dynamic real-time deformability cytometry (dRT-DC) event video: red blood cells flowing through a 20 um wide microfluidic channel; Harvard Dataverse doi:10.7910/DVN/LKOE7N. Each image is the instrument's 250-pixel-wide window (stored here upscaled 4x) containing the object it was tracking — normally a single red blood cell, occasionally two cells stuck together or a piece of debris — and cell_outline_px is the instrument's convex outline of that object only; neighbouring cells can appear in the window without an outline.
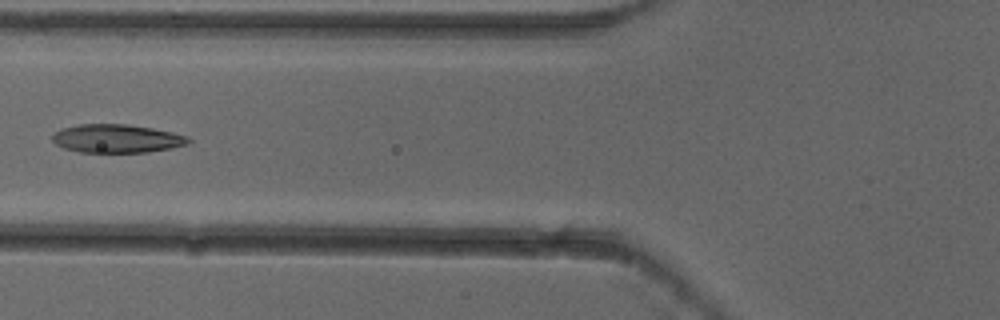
{"species": "common noctule bat (a hibernating species)", "species_latin": "Nyctalus noctula", "temperature_condition": "cold", "stored_images_in_passage": 7, "camera_frame_rate_fps": 3000, "um_per_image_px": 0.085, "animal": {"sex": "female"}, "frame": {"image": 1, "passage_image": 6, "time_ms": 1.667, "image_size_px": [1000, 320], "cell_outline_px": [[192, 140], [188, 144], [172, 148], [148, 152], [80, 152], [64, 148], [56, 144], [52, 140], [52, 136], [60, 128], [76, 124], [128, 124], [152, 128], [172, 132], [188, 136]], "centroid_in_image_um": [9.93, 11.77], "position_along_channel_um": 115.9, "area_um2": 22.66}}
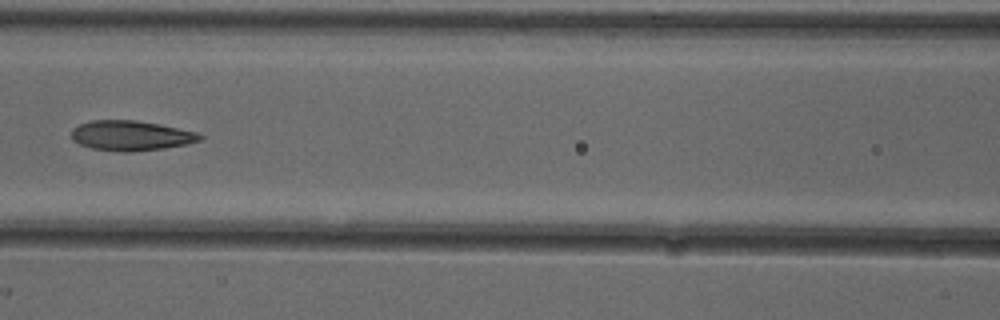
{"frame": {"image": 2, "passage_image": 7, "time_ms": 2.0, "image_size_px": [1000, 320], "cell_outline_px": [[204, 136], [200, 140], [188, 144], [164, 148], [132, 152], [124, 152], [92, 148], [80, 144], [72, 140], [72, 128], [80, 124], [92, 120], [136, 120], [160, 124], [196, 132]], "centroid_in_image_um": [11.14, 11.52], "position_along_channel_um": 155.5, "area_um2": 22.43}}